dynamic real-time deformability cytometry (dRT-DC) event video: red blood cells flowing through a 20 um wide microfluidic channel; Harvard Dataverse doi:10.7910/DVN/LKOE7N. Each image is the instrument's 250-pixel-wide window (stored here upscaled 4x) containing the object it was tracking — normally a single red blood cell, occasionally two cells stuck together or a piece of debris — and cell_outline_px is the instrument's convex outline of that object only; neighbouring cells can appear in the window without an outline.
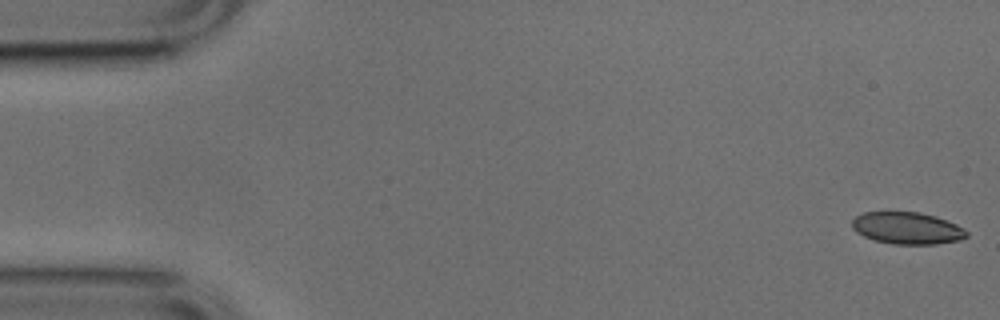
{"species": "common noctule bat (a hibernating species)", "species_latin": "Nyctalus noctula", "temperature_condition": "cold", "stored_images_in_passage": 52, "camera_frame_rate_fps": 3000, "um_per_image_px": 0.085, "animal": {"sex": "male", "body_mass_g": 17.9, "forearm_length_mm": 54.2}, "frame": {"image": 1, "passage_image": 1, "time_ms": 0.0, "image_size_px": [1000, 320], "cell_outline_px": [[968, 236], [960, 240], [936, 244], [892, 244], [872, 240], [856, 232], [852, 228], [852, 220], [856, 216], [864, 212], [920, 212], [936, 216], [956, 224], [964, 228], [968, 232]], "centroid_in_image_um": [77.11, 19.39], "position_along_channel_um": 7.9, "area_um2": 21.5}}
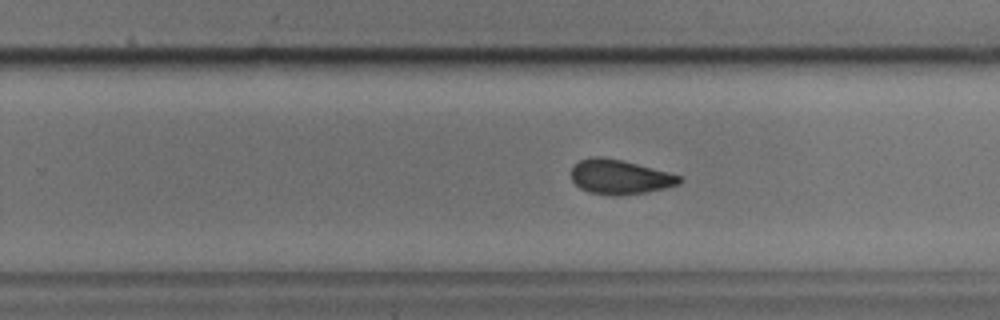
{"frame": {"image": 2, "passage_image": 32, "time_ms": 10.333, "image_size_px": [1000, 320], "cell_outline_px": [[684, 180], [680, 184], [664, 188], [644, 192], [588, 192], [580, 188], [572, 180], [572, 164], [580, 160], [592, 156], [604, 156], [668, 172], [680, 176]], "centroid_in_image_um": [52.67, 14.98], "position_along_channel_um": 277.1, "area_um2": 20.87}}
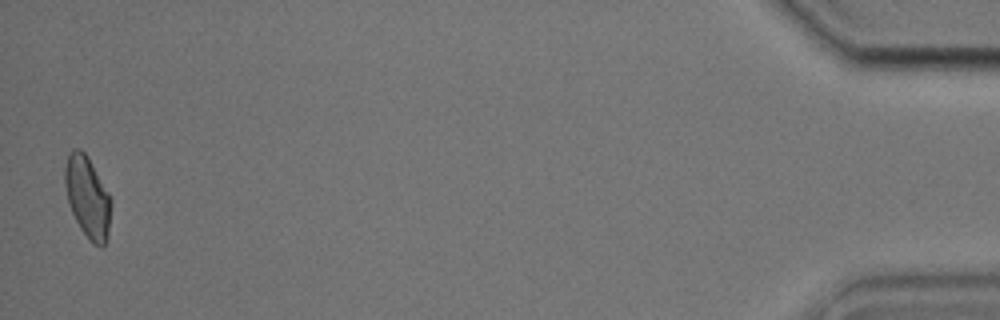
{"frame": {"image": 3, "passage_image": 51, "time_ms": 16.667, "image_size_px": [1000, 320], "cell_outline_px": [[112, 204], [108, 236], [104, 248], [100, 248], [88, 240], [80, 228], [68, 204], [64, 180], [64, 168], [68, 152], [72, 148], [80, 148], [84, 152], [108, 192], [112, 200]], "centroid_in_image_um": [7.44, 16.79], "position_along_channel_um": 427.8, "area_um2": 22.14}, "authors_computed_cell_mechanics": {"area_um2": 22.1952, "velocity_mm_per_s": 3.8395, "shape_relaxation_time_tau1_ms": 3.4663, "shape_relaxation_time_tau2_ms": 1.8674, "deformation_change_tau1": 0.1103, "deformation_change_tau2": 0.0755}}